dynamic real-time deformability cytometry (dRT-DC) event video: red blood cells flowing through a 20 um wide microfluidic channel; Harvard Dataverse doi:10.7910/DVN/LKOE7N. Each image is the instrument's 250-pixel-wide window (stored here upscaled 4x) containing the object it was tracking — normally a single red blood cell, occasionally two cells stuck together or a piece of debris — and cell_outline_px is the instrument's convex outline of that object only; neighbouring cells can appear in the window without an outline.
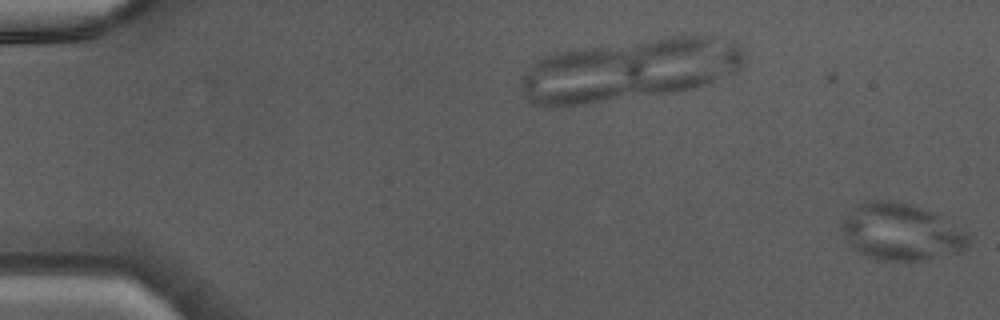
{"species": "Egyptian fruit bat (a non-hibernating species)", "species_latin": "Rousettus aegyptiacus", "temperature_condition": "warm", "stored_images_in_passage": 7, "camera_frame_rate_fps": 3000, "um_per_image_px": 0.085, "animal": {"sex": "male"}, "frame": {"image": 1, "passage_image": 7, "time_ms": 2.0, "image_size_px": [1000, 320], "cell_outline_px": [[968, 244], [960, 252], [924, 260], [880, 260], [868, 256], [848, 248], [840, 228], [840, 224], [864, 200], [892, 200], [916, 204], [964, 232], [968, 236]], "centroid_in_image_um": [76.51, 19.73], "position_along_channel_um": 8.5, "area_um2": 41.5}}